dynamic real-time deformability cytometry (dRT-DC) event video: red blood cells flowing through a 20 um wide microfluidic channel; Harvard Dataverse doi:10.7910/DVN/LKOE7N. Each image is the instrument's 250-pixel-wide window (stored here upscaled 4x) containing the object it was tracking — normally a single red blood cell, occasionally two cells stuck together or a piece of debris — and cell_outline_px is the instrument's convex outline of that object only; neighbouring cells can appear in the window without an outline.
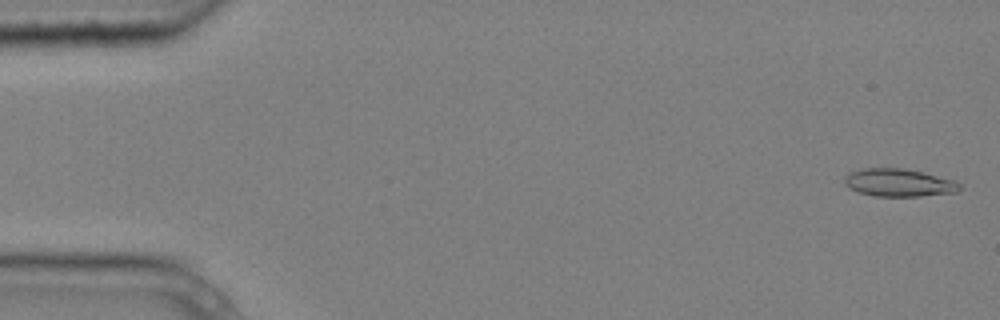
{"species": "common noctule bat (a hibernating species)", "species_latin": "Nyctalus noctula", "temperature_condition": "cold", "stored_images_in_passage": 4, "camera_frame_rate_fps": 3000, "um_per_image_px": 0.085, "animal": {"sex": "male", "body_mass_g": 20.4}, "frame": {"image": 1, "passage_image": 1, "time_ms": 0.0, "image_size_px": [1000, 320], "cell_outline_px": [[960, 188], [956, 192], [920, 196], [876, 196], [860, 192], [848, 188], [844, 184], [844, 176], [848, 172], [864, 168], [904, 168], [924, 172], [952, 180], [960, 184]], "centroid_in_image_um": [76.35, 15.52], "position_along_channel_um": 8.7, "area_um2": 18.61}}
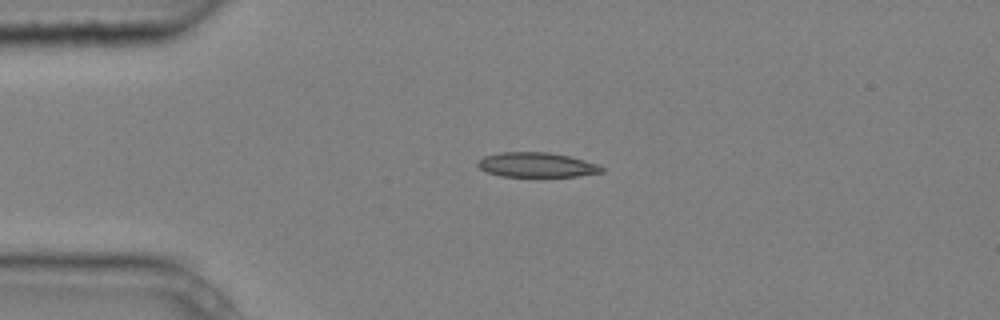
{"frame": {"image": 2, "passage_image": 4, "time_ms": 1.0, "image_size_px": [1000, 320], "cell_outline_px": [[604, 172], [576, 176], [500, 176], [488, 172], [480, 168], [476, 164], [476, 160], [484, 156], [500, 152], [548, 152], [568, 156], [600, 164], [604, 168]], "centroid_in_image_um": [45.61, 14.0], "position_along_channel_um": 39.4, "area_um2": 17.86}}